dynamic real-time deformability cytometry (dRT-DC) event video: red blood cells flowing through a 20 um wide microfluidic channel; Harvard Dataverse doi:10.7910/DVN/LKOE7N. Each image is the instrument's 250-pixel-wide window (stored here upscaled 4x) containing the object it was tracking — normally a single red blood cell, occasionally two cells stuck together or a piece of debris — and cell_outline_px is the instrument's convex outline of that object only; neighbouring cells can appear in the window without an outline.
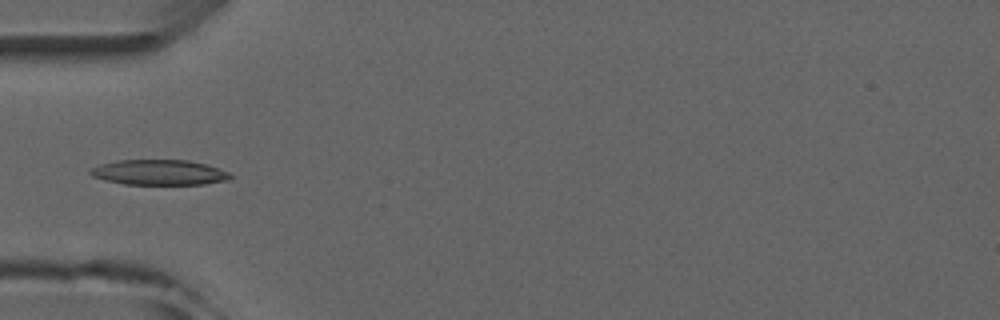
{"species": "common noctule bat (a hibernating species)", "species_latin": "Nyctalus noctula", "temperature_condition": "room temperature", "stored_images_in_passage": 5, "camera_frame_rate_fps": 3000, "um_per_image_px": 0.085, "animal": {"sex": "male", "forearm_length_mm": 52.5}, "frame": {"image": 1, "passage_image": 4, "time_ms": 4.333, "image_size_px": [1000, 320], "cell_outline_px": [[232, 176], [228, 180], [204, 184], [124, 184], [104, 180], [92, 176], [88, 172], [92, 168], [100, 164], [116, 160], [188, 160], [204, 164], [228, 172]], "centroid_in_image_um": [13.48, 14.65], "position_along_channel_um": 71.5, "area_um2": 20.46}}